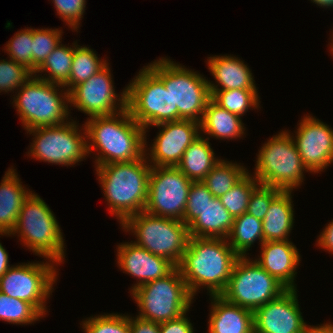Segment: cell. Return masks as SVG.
I'll return each instance as SVG.
<instances>
[{
    "label": "cell",
    "mask_w": 333,
    "mask_h": 333,
    "mask_svg": "<svg viewBox=\"0 0 333 333\" xmlns=\"http://www.w3.org/2000/svg\"><path fill=\"white\" fill-rule=\"evenodd\" d=\"M259 184L255 177L248 172L227 193L220 197L222 205L229 211L233 218L247 211L251 193Z\"/></svg>",
    "instance_id": "cell-34"
},
{
    "label": "cell",
    "mask_w": 333,
    "mask_h": 333,
    "mask_svg": "<svg viewBox=\"0 0 333 333\" xmlns=\"http://www.w3.org/2000/svg\"><path fill=\"white\" fill-rule=\"evenodd\" d=\"M112 79L107 63L100 71L69 92L70 107L73 105L87 114L88 118L110 116L123 111L127 108V87L119 96L115 93Z\"/></svg>",
    "instance_id": "cell-16"
},
{
    "label": "cell",
    "mask_w": 333,
    "mask_h": 333,
    "mask_svg": "<svg viewBox=\"0 0 333 333\" xmlns=\"http://www.w3.org/2000/svg\"><path fill=\"white\" fill-rule=\"evenodd\" d=\"M56 264L48 259L46 262L11 265L0 278V291L30 303L45 317L48 312L45 304L54 290L53 284L57 281Z\"/></svg>",
    "instance_id": "cell-13"
},
{
    "label": "cell",
    "mask_w": 333,
    "mask_h": 333,
    "mask_svg": "<svg viewBox=\"0 0 333 333\" xmlns=\"http://www.w3.org/2000/svg\"><path fill=\"white\" fill-rule=\"evenodd\" d=\"M127 87V109L131 117L148 127L173 121V100L164 83L144 66ZM147 129V130H146Z\"/></svg>",
    "instance_id": "cell-12"
},
{
    "label": "cell",
    "mask_w": 333,
    "mask_h": 333,
    "mask_svg": "<svg viewBox=\"0 0 333 333\" xmlns=\"http://www.w3.org/2000/svg\"><path fill=\"white\" fill-rule=\"evenodd\" d=\"M131 295L139 307L137 317L159 324L187 313L194 300L178 267L163 278L140 285Z\"/></svg>",
    "instance_id": "cell-8"
},
{
    "label": "cell",
    "mask_w": 333,
    "mask_h": 333,
    "mask_svg": "<svg viewBox=\"0 0 333 333\" xmlns=\"http://www.w3.org/2000/svg\"><path fill=\"white\" fill-rule=\"evenodd\" d=\"M247 173L248 170L244 166L221 159L202 182L214 197L220 198Z\"/></svg>",
    "instance_id": "cell-30"
},
{
    "label": "cell",
    "mask_w": 333,
    "mask_h": 333,
    "mask_svg": "<svg viewBox=\"0 0 333 333\" xmlns=\"http://www.w3.org/2000/svg\"><path fill=\"white\" fill-rule=\"evenodd\" d=\"M15 170L10 167L0 183V233H11L24 201L33 192L26 190Z\"/></svg>",
    "instance_id": "cell-24"
},
{
    "label": "cell",
    "mask_w": 333,
    "mask_h": 333,
    "mask_svg": "<svg viewBox=\"0 0 333 333\" xmlns=\"http://www.w3.org/2000/svg\"><path fill=\"white\" fill-rule=\"evenodd\" d=\"M159 333H194V329L185 313L177 319L160 323Z\"/></svg>",
    "instance_id": "cell-41"
},
{
    "label": "cell",
    "mask_w": 333,
    "mask_h": 333,
    "mask_svg": "<svg viewBox=\"0 0 333 333\" xmlns=\"http://www.w3.org/2000/svg\"><path fill=\"white\" fill-rule=\"evenodd\" d=\"M147 67L164 83L173 100V121L201 122L211 94L208 79L185 66L162 57Z\"/></svg>",
    "instance_id": "cell-5"
},
{
    "label": "cell",
    "mask_w": 333,
    "mask_h": 333,
    "mask_svg": "<svg viewBox=\"0 0 333 333\" xmlns=\"http://www.w3.org/2000/svg\"><path fill=\"white\" fill-rule=\"evenodd\" d=\"M208 333H254L253 311L210 295Z\"/></svg>",
    "instance_id": "cell-23"
},
{
    "label": "cell",
    "mask_w": 333,
    "mask_h": 333,
    "mask_svg": "<svg viewBox=\"0 0 333 333\" xmlns=\"http://www.w3.org/2000/svg\"><path fill=\"white\" fill-rule=\"evenodd\" d=\"M211 99L220 107L238 116L250 108L258 109L260 96L257 89L209 90Z\"/></svg>",
    "instance_id": "cell-32"
},
{
    "label": "cell",
    "mask_w": 333,
    "mask_h": 333,
    "mask_svg": "<svg viewBox=\"0 0 333 333\" xmlns=\"http://www.w3.org/2000/svg\"><path fill=\"white\" fill-rule=\"evenodd\" d=\"M304 333H333V324L324 323L319 326H306Z\"/></svg>",
    "instance_id": "cell-45"
},
{
    "label": "cell",
    "mask_w": 333,
    "mask_h": 333,
    "mask_svg": "<svg viewBox=\"0 0 333 333\" xmlns=\"http://www.w3.org/2000/svg\"><path fill=\"white\" fill-rule=\"evenodd\" d=\"M63 88L32 75L18 89L12 103L25 130L68 122L69 92Z\"/></svg>",
    "instance_id": "cell-6"
},
{
    "label": "cell",
    "mask_w": 333,
    "mask_h": 333,
    "mask_svg": "<svg viewBox=\"0 0 333 333\" xmlns=\"http://www.w3.org/2000/svg\"><path fill=\"white\" fill-rule=\"evenodd\" d=\"M20 237L23 246L35 255L51 259L60 265L65 259V243L53 211L36 193H31L19 212L10 235Z\"/></svg>",
    "instance_id": "cell-4"
},
{
    "label": "cell",
    "mask_w": 333,
    "mask_h": 333,
    "mask_svg": "<svg viewBox=\"0 0 333 333\" xmlns=\"http://www.w3.org/2000/svg\"><path fill=\"white\" fill-rule=\"evenodd\" d=\"M32 75L29 69L11 58L0 60V93L18 91Z\"/></svg>",
    "instance_id": "cell-38"
},
{
    "label": "cell",
    "mask_w": 333,
    "mask_h": 333,
    "mask_svg": "<svg viewBox=\"0 0 333 333\" xmlns=\"http://www.w3.org/2000/svg\"><path fill=\"white\" fill-rule=\"evenodd\" d=\"M32 28L21 29L6 43L4 50L9 58L32 72Z\"/></svg>",
    "instance_id": "cell-37"
},
{
    "label": "cell",
    "mask_w": 333,
    "mask_h": 333,
    "mask_svg": "<svg viewBox=\"0 0 333 333\" xmlns=\"http://www.w3.org/2000/svg\"><path fill=\"white\" fill-rule=\"evenodd\" d=\"M192 182L177 167L151 166L144 211L183 221Z\"/></svg>",
    "instance_id": "cell-15"
},
{
    "label": "cell",
    "mask_w": 333,
    "mask_h": 333,
    "mask_svg": "<svg viewBox=\"0 0 333 333\" xmlns=\"http://www.w3.org/2000/svg\"><path fill=\"white\" fill-rule=\"evenodd\" d=\"M52 3H54L59 18L63 19L69 28L77 31L86 10V0H53Z\"/></svg>",
    "instance_id": "cell-40"
},
{
    "label": "cell",
    "mask_w": 333,
    "mask_h": 333,
    "mask_svg": "<svg viewBox=\"0 0 333 333\" xmlns=\"http://www.w3.org/2000/svg\"><path fill=\"white\" fill-rule=\"evenodd\" d=\"M291 135L287 130L279 132L260 148L253 175L260 184L292 191L301 186L304 171H309Z\"/></svg>",
    "instance_id": "cell-9"
},
{
    "label": "cell",
    "mask_w": 333,
    "mask_h": 333,
    "mask_svg": "<svg viewBox=\"0 0 333 333\" xmlns=\"http://www.w3.org/2000/svg\"><path fill=\"white\" fill-rule=\"evenodd\" d=\"M293 141L310 173H319L333 163V129L315 116L305 115Z\"/></svg>",
    "instance_id": "cell-18"
},
{
    "label": "cell",
    "mask_w": 333,
    "mask_h": 333,
    "mask_svg": "<svg viewBox=\"0 0 333 333\" xmlns=\"http://www.w3.org/2000/svg\"><path fill=\"white\" fill-rule=\"evenodd\" d=\"M131 333H159V323L143 320L139 317L132 318L129 315Z\"/></svg>",
    "instance_id": "cell-42"
},
{
    "label": "cell",
    "mask_w": 333,
    "mask_h": 333,
    "mask_svg": "<svg viewBox=\"0 0 333 333\" xmlns=\"http://www.w3.org/2000/svg\"><path fill=\"white\" fill-rule=\"evenodd\" d=\"M83 125L87 132L88 154L98 152L96 166L131 162L145 156L147 134L127 108L114 115L87 118Z\"/></svg>",
    "instance_id": "cell-1"
},
{
    "label": "cell",
    "mask_w": 333,
    "mask_h": 333,
    "mask_svg": "<svg viewBox=\"0 0 333 333\" xmlns=\"http://www.w3.org/2000/svg\"><path fill=\"white\" fill-rule=\"evenodd\" d=\"M0 235L10 236V233H0ZM9 256L5 248L0 243V278L8 271L10 268Z\"/></svg>",
    "instance_id": "cell-44"
},
{
    "label": "cell",
    "mask_w": 333,
    "mask_h": 333,
    "mask_svg": "<svg viewBox=\"0 0 333 333\" xmlns=\"http://www.w3.org/2000/svg\"><path fill=\"white\" fill-rule=\"evenodd\" d=\"M62 30L32 28V73L43 64L62 40Z\"/></svg>",
    "instance_id": "cell-35"
},
{
    "label": "cell",
    "mask_w": 333,
    "mask_h": 333,
    "mask_svg": "<svg viewBox=\"0 0 333 333\" xmlns=\"http://www.w3.org/2000/svg\"><path fill=\"white\" fill-rule=\"evenodd\" d=\"M206 63L216 81L208 80L209 90L257 89L251 69L238 57L215 55Z\"/></svg>",
    "instance_id": "cell-22"
},
{
    "label": "cell",
    "mask_w": 333,
    "mask_h": 333,
    "mask_svg": "<svg viewBox=\"0 0 333 333\" xmlns=\"http://www.w3.org/2000/svg\"><path fill=\"white\" fill-rule=\"evenodd\" d=\"M95 168L108 208L119 219L120 225L128 217L145 210L151 171L146 156Z\"/></svg>",
    "instance_id": "cell-3"
},
{
    "label": "cell",
    "mask_w": 333,
    "mask_h": 333,
    "mask_svg": "<svg viewBox=\"0 0 333 333\" xmlns=\"http://www.w3.org/2000/svg\"><path fill=\"white\" fill-rule=\"evenodd\" d=\"M281 191L277 187L259 184L251 193L246 212L262 221L265 218L271 201Z\"/></svg>",
    "instance_id": "cell-39"
},
{
    "label": "cell",
    "mask_w": 333,
    "mask_h": 333,
    "mask_svg": "<svg viewBox=\"0 0 333 333\" xmlns=\"http://www.w3.org/2000/svg\"><path fill=\"white\" fill-rule=\"evenodd\" d=\"M156 126L160 127V131L152 147L147 150L148 144H145V156L151 166L176 167L185 150L201 134L200 123L194 120L164 122Z\"/></svg>",
    "instance_id": "cell-17"
},
{
    "label": "cell",
    "mask_w": 333,
    "mask_h": 333,
    "mask_svg": "<svg viewBox=\"0 0 333 333\" xmlns=\"http://www.w3.org/2000/svg\"><path fill=\"white\" fill-rule=\"evenodd\" d=\"M260 250L254 261L287 289H297L294 280L301 261L297 247L289 240L267 241L260 245Z\"/></svg>",
    "instance_id": "cell-21"
},
{
    "label": "cell",
    "mask_w": 333,
    "mask_h": 333,
    "mask_svg": "<svg viewBox=\"0 0 333 333\" xmlns=\"http://www.w3.org/2000/svg\"><path fill=\"white\" fill-rule=\"evenodd\" d=\"M93 49L74 43V55L69 77V92L100 71L108 60L99 59Z\"/></svg>",
    "instance_id": "cell-31"
},
{
    "label": "cell",
    "mask_w": 333,
    "mask_h": 333,
    "mask_svg": "<svg viewBox=\"0 0 333 333\" xmlns=\"http://www.w3.org/2000/svg\"><path fill=\"white\" fill-rule=\"evenodd\" d=\"M234 218L202 181H193L187 198L183 222L190 237L227 239Z\"/></svg>",
    "instance_id": "cell-14"
},
{
    "label": "cell",
    "mask_w": 333,
    "mask_h": 333,
    "mask_svg": "<svg viewBox=\"0 0 333 333\" xmlns=\"http://www.w3.org/2000/svg\"><path fill=\"white\" fill-rule=\"evenodd\" d=\"M85 333H131L129 316L125 314L96 315L81 323Z\"/></svg>",
    "instance_id": "cell-36"
},
{
    "label": "cell",
    "mask_w": 333,
    "mask_h": 333,
    "mask_svg": "<svg viewBox=\"0 0 333 333\" xmlns=\"http://www.w3.org/2000/svg\"><path fill=\"white\" fill-rule=\"evenodd\" d=\"M333 35V34H332ZM331 41H332V43H330L331 45V47H330V50H331V53L333 54V37H332V39H331Z\"/></svg>",
    "instance_id": "cell-47"
},
{
    "label": "cell",
    "mask_w": 333,
    "mask_h": 333,
    "mask_svg": "<svg viewBox=\"0 0 333 333\" xmlns=\"http://www.w3.org/2000/svg\"><path fill=\"white\" fill-rule=\"evenodd\" d=\"M70 120L58 126L27 130V133L34 136L28 156L62 166H73L85 159L89 155L85 125L82 133L78 128L80 126L76 125L77 122Z\"/></svg>",
    "instance_id": "cell-11"
},
{
    "label": "cell",
    "mask_w": 333,
    "mask_h": 333,
    "mask_svg": "<svg viewBox=\"0 0 333 333\" xmlns=\"http://www.w3.org/2000/svg\"><path fill=\"white\" fill-rule=\"evenodd\" d=\"M200 135L183 153L176 166L191 181H202L211 169L221 160L215 153L207 138Z\"/></svg>",
    "instance_id": "cell-27"
},
{
    "label": "cell",
    "mask_w": 333,
    "mask_h": 333,
    "mask_svg": "<svg viewBox=\"0 0 333 333\" xmlns=\"http://www.w3.org/2000/svg\"><path fill=\"white\" fill-rule=\"evenodd\" d=\"M292 190H282L270 203L262 220L264 242L289 240L294 224Z\"/></svg>",
    "instance_id": "cell-25"
},
{
    "label": "cell",
    "mask_w": 333,
    "mask_h": 333,
    "mask_svg": "<svg viewBox=\"0 0 333 333\" xmlns=\"http://www.w3.org/2000/svg\"><path fill=\"white\" fill-rule=\"evenodd\" d=\"M116 251L119 268L138 280L130 288V293L140 285L165 277L175 268L167 259L152 254L133 241L121 243Z\"/></svg>",
    "instance_id": "cell-20"
},
{
    "label": "cell",
    "mask_w": 333,
    "mask_h": 333,
    "mask_svg": "<svg viewBox=\"0 0 333 333\" xmlns=\"http://www.w3.org/2000/svg\"><path fill=\"white\" fill-rule=\"evenodd\" d=\"M239 257L230 280L220 294L226 301L255 311L279 297L287 288L250 257Z\"/></svg>",
    "instance_id": "cell-10"
},
{
    "label": "cell",
    "mask_w": 333,
    "mask_h": 333,
    "mask_svg": "<svg viewBox=\"0 0 333 333\" xmlns=\"http://www.w3.org/2000/svg\"><path fill=\"white\" fill-rule=\"evenodd\" d=\"M239 257L227 239L190 237L178 268L193 297L201 286L208 295H220Z\"/></svg>",
    "instance_id": "cell-2"
},
{
    "label": "cell",
    "mask_w": 333,
    "mask_h": 333,
    "mask_svg": "<svg viewBox=\"0 0 333 333\" xmlns=\"http://www.w3.org/2000/svg\"><path fill=\"white\" fill-rule=\"evenodd\" d=\"M121 226L137 237L133 243L179 266L190 238L183 221L142 211L128 217Z\"/></svg>",
    "instance_id": "cell-7"
},
{
    "label": "cell",
    "mask_w": 333,
    "mask_h": 333,
    "mask_svg": "<svg viewBox=\"0 0 333 333\" xmlns=\"http://www.w3.org/2000/svg\"><path fill=\"white\" fill-rule=\"evenodd\" d=\"M230 239V240H229ZM259 240L264 243L262 221L245 212L233 220L232 229L227 237L229 245L240 256L246 257L248 250Z\"/></svg>",
    "instance_id": "cell-28"
},
{
    "label": "cell",
    "mask_w": 333,
    "mask_h": 333,
    "mask_svg": "<svg viewBox=\"0 0 333 333\" xmlns=\"http://www.w3.org/2000/svg\"><path fill=\"white\" fill-rule=\"evenodd\" d=\"M316 242L319 248L333 254V220L325 226Z\"/></svg>",
    "instance_id": "cell-43"
},
{
    "label": "cell",
    "mask_w": 333,
    "mask_h": 333,
    "mask_svg": "<svg viewBox=\"0 0 333 333\" xmlns=\"http://www.w3.org/2000/svg\"><path fill=\"white\" fill-rule=\"evenodd\" d=\"M73 55L74 44L67 47L60 42L33 75L52 84L60 85L64 88L67 87L65 89L69 92V77ZM44 72L49 74L47 75L45 73L44 76H41L42 74H36Z\"/></svg>",
    "instance_id": "cell-29"
},
{
    "label": "cell",
    "mask_w": 333,
    "mask_h": 333,
    "mask_svg": "<svg viewBox=\"0 0 333 333\" xmlns=\"http://www.w3.org/2000/svg\"><path fill=\"white\" fill-rule=\"evenodd\" d=\"M311 2L317 4L318 6H321L322 8L326 7H332L333 8V0H311Z\"/></svg>",
    "instance_id": "cell-46"
},
{
    "label": "cell",
    "mask_w": 333,
    "mask_h": 333,
    "mask_svg": "<svg viewBox=\"0 0 333 333\" xmlns=\"http://www.w3.org/2000/svg\"><path fill=\"white\" fill-rule=\"evenodd\" d=\"M241 117L220 107L210 99L200 122V132L216 139H237L245 135Z\"/></svg>",
    "instance_id": "cell-26"
},
{
    "label": "cell",
    "mask_w": 333,
    "mask_h": 333,
    "mask_svg": "<svg viewBox=\"0 0 333 333\" xmlns=\"http://www.w3.org/2000/svg\"><path fill=\"white\" fill-rule=\"evenodd\" d=\"M43 316L28 302L0 291V320L18 325L36 323Z\"/></svg>",
    "instance_id": "cell-33"
},
{
    "label": "cell",
    "mask_w": 333,
    "mask_h": 333,
    "mask_svg": "<svg viewBox=\"0 0 333 333\" xmlns=\"http://www.w3.org/2000/svg\"><path fill=\"white\" fill-rule=\"evenodd\" d=\"M296 290L287 289L253 312L254 333H304L307 324Z\"/></svg>",
    "instance_id": "cell-19"
}]
</instances>
